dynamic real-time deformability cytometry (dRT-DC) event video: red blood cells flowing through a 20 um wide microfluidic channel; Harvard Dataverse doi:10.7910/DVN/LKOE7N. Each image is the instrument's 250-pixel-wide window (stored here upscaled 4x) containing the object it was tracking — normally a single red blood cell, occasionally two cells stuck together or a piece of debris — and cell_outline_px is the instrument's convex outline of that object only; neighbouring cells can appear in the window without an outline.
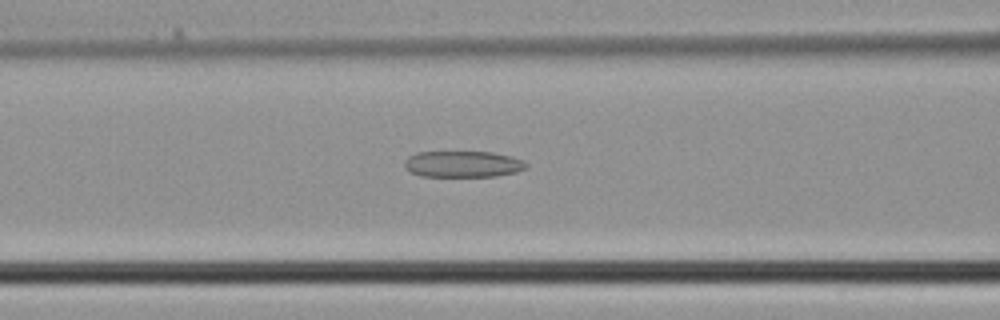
{"species": "common noctule bat (a hibernating species)", "species_latin": "Nyctalus noctula", "temperature_condition": "cold", "stored_images_in_passage": 33, "camera_frame_rate_fps": 3000, "um_per_image_px": 0.085, "animal": {"sex": "male", "body_mass_g": 21.5, "forearm_length_mm": 52.0}, "frame": {"image": 1, "passage_image": 9, "time_ms": 2.667, "image_size_px": [1000, 320], "cell_outline_px": [[528, 168], [516, 172], [496, 176], [420, 176], [412, 172], [404, 164], [404, 160], [408, 156], [416, 152], [492, 152], [512, 156], [528, 164]], "centroid_in_image_um": [39.36, 13.94], "position_along_channel_um": 127.2, "area_um2": 18.61}}
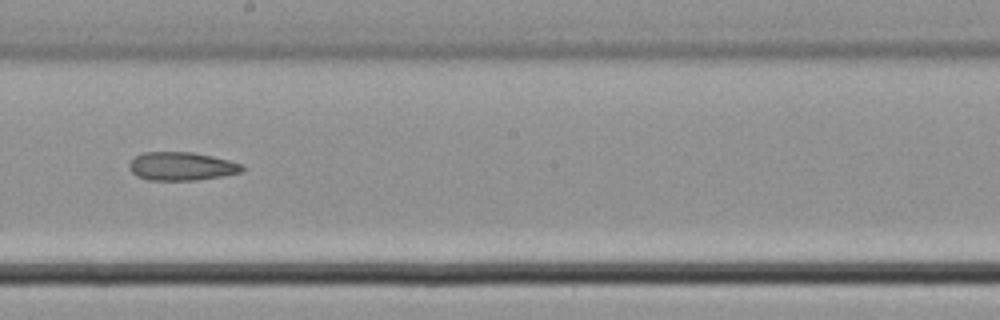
{"frame": {"image": 2, "passage_image": 15, "time_ms": 4.667, "image_size_px": [1000, 320], "cell_outline_px": [[244, 168], [240, 172], [220, 176], [196, 180], [148, 180], [136, 176], [128, 168], [128, 164], [136, 156], [144, 152], [192, 152], [212, 156], [244, 164]], "centroid_in_image_um": [15.41, 14.13], "position_along_channel_um": 232.8, "area_um2": 18.61}}
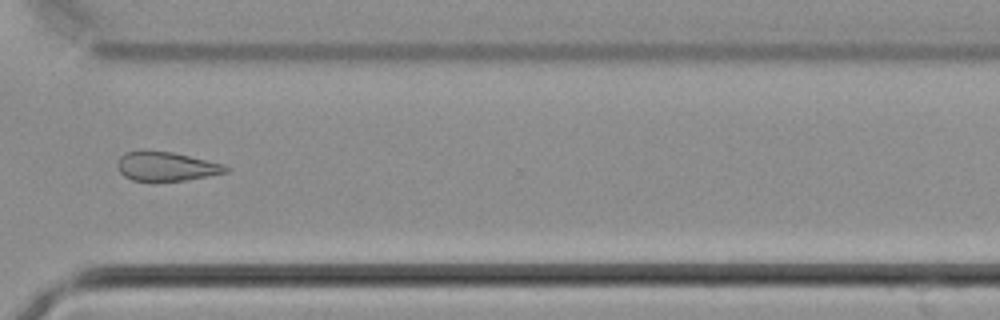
{"frame": {"image": 3, "passage_image": 22, "time_ms": 7.0, "image_size_px": [1000, 320], "cell_outline_px": [[228, 172], [184, 180], [152, 184], [132, 180], [124, 176], [120, 172], [116, 164], [120, 156], [124, 152], [140, 148], [172, 152], [224, 164], [228, 168]], "centroid_in_image_um": [14.02, 14.15], "position_along_channel_um": 356.6, "area_um2": 19.25}}